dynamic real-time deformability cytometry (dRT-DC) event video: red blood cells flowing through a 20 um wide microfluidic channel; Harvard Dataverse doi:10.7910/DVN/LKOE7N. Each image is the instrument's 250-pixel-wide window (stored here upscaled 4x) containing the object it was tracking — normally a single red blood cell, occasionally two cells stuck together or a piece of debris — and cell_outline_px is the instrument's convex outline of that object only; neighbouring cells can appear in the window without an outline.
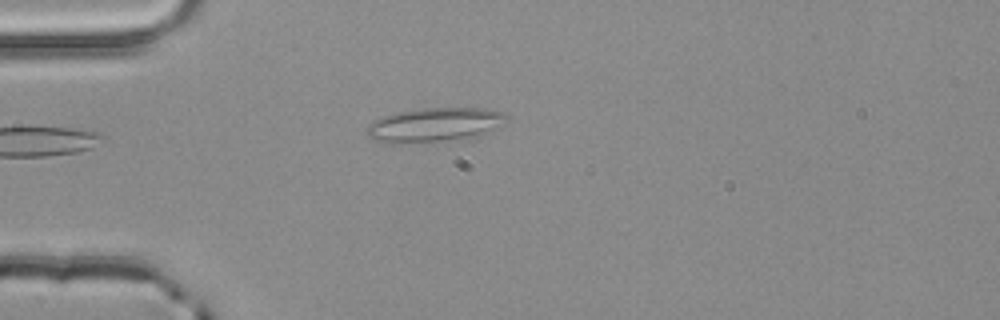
{"species": "common noctule bat (a hibernating species)", "species_latin": "Nyctalus noctula", "temperature_condition": "room temperature", "stored_images_in_passage": 6, "camera_frame_rate_fps": 3000, "um_per_image_px": 0.085, "animal": {"sex": "male", "body_mass_g": 20.4}, "frame": {"image": 1, "passage_image": 3, "time_ms": 0.667, "image_size_px": [1000, 320], "cell_outline_px": [[508, 116], [484, 132], [472, 136], [444, 140], [400, 144], [392, 144], [376, 140], [368, 136], [368, 124], [372, 120], [396, 112], [424, 108], [484, 108], [504, 112]], "centroid_in_image_um": [36.8, 10.59], "position_along_channel_um": 48.2, "area_um2": 26.99}}
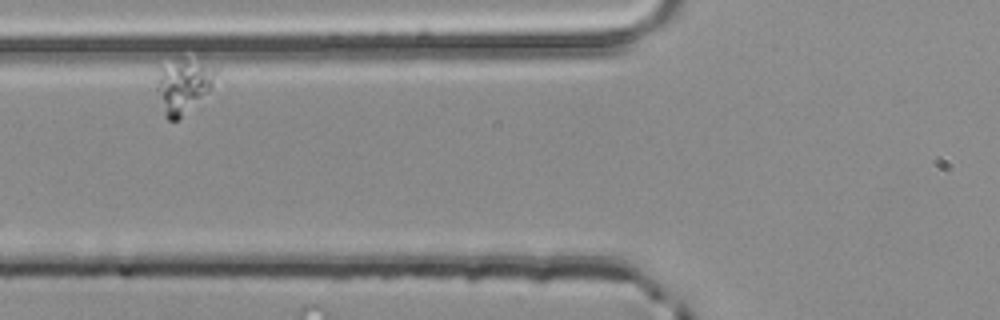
{"frame": {"image": 2, "passage_image": 5, "time_ms": 1.333, "image_size_px": [1000, 320], "cell_outline_px": [[220, 68], [212, 84], [176, 120], [168, 120], [164, 116], [156, 88], [156, 84], [160, 68], [180, 60], [184, 60], [220, 64]], "centroid_in_image_um": [15.6, 7.25], "position_along_channel_um": 110.2, "area_um2": 17.86}}
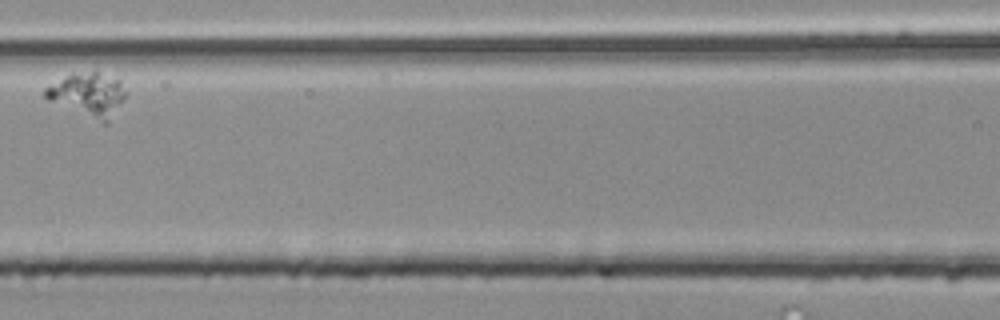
{"frame": {"image": 3, "passage_image": 6, "time_ms": 1.667, "image_size_px": [1000, 320], "cell_outline_px": [[128, 92], [108, 124], [100, 124], [48, 100], [44, 96], [44, 88], [68, 76], [92, 72], [96, 72], [120, 80]], "centroid_in_image_um": [7.53, 8.12], "position_along_channel_um": 159.1, "area_um2": 20.4}}